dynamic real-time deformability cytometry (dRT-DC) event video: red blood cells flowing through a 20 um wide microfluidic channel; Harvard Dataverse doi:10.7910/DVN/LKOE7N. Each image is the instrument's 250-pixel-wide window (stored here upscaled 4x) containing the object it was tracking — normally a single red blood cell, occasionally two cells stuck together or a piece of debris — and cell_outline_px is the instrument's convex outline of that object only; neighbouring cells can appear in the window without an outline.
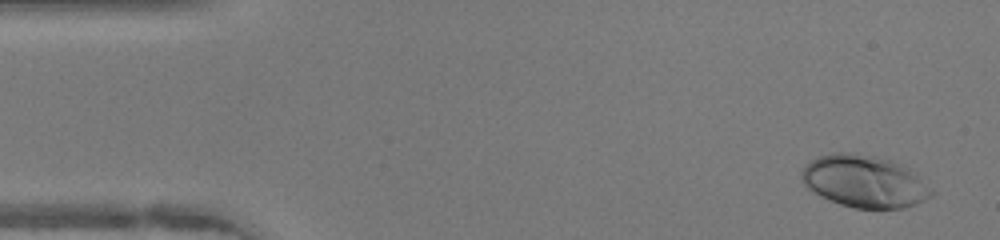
{"species": "human", "species_latin": "Homo sapiens", "temperature_condition": "warm", "stored_images_in_passage": 46, "camera_frame_rate_fps": 3000, "um_per_image_px": 0.085, "donor": {"sex": "female"}, "frame": {"image": 1, "passage_image": 2, "time_ms": 0.333, "image_size_px": [1000, 240], "cell_outline_px": [[932, 196], [916, 204], [904, 208], [856, 208], [840, 204], [820, 196], [808, 188], [800, 180], [800, 172], [804, 164], [816, 156], [832, 152], [856, 152], [892, 160], [908, 168], [932, 192]], "centroid_in_image_um": [73.37, 15.39], "position_along_channel_um": 11.6, "area_um2": 39.48}}
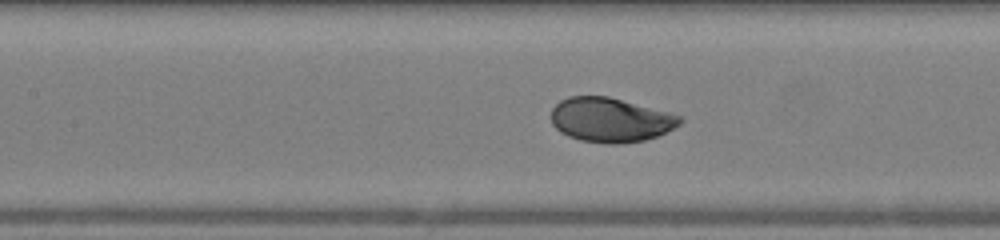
{"frame": {"image": 2, "passage_image": 20, "time_ms": 6.333, "image_size_px": [1000, 240], "cell_outline_px": [[684, 120], [680, 124], [656, 136], [644, 140], [620, 144], [604, 144], [580, 140], [568, 136], [560, 132], [552, 124], [552, 108], [560, 100], [568, 96], [608, 96], [684, 116]], "centroid_in_image_um": [51.88, 10.19], "position_along_channel_um": 155.5, "area_um2": 33.41}}
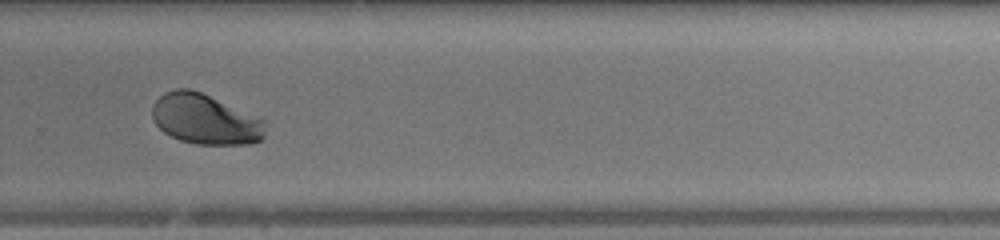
{"frame": {"image": 3, "passage_image": 31, "time_ms": 10.0, "image_size_px": [1000, 240], "cell_outline_px": [[268, 120], [264, 136], [260, 140], [248, 144], [196, 144], [180, 140], [164, 132], [156, 124], [152, 116], [152, 104], [164, 92], [176, 88], [188, 88], [200, 92]], "centroid_in_image_um": [17.47, 10.13], "position_along_channel_um": 312.3, "area_um2": 33.29}, "authors_computed_cell_mechanics": {"area_um2": 33.7552, "velocity_mm_per_s": 4.2902, "shape_relaxation_time_tau1_ms": 2.0608, "shape_relaxation_time_tau2_ms": null, "deformation_change_tau1": 0.1438, "deformation_change_tau2": null}}